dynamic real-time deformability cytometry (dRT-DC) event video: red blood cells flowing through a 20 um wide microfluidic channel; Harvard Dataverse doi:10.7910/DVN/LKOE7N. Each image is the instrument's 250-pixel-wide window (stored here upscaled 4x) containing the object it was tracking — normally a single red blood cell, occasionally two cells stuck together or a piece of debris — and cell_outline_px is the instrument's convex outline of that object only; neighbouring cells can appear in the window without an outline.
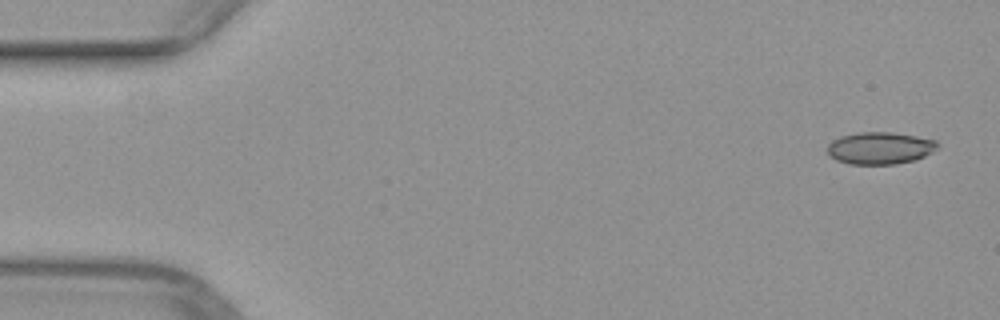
{"species": "common noctule bat (a hibernating species)", "species_latin": "Nyctalus noctula", "temperature_condition": "warm", "stored_images_in_passage": 49, "camera_frame_rate_fps": 3000, "um_per_image_px": 0.085, "animal": {"sex": "female", "body_mass_g": 29.2, "forearm_length_mm": 56.3}, "frame": {"image": 1, "passage_image": 1, "time_ms": 0.0, "image_size_px": [1000, 320], "cell_outline_px": [[940, 144], [932, 152], [916, 160], [892, 164], [848, 164], [836, 160], [828, 152], [828, 144], [832, 140], [840, 136], [860, 132], [892, 132], [916, 136], [936, 140]], "centroid_in_image_um": [74.81, 12.58], "position_along_channel_um": 10.2, "area_um2": 20.63}}
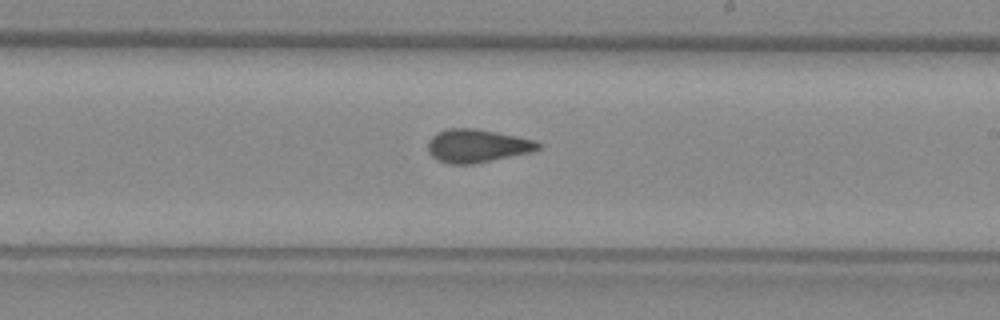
{"frame": {"image": 2, "passage_image": 28, "time_ms": 9.0, "image_size_px": [1000, 320], "cell_outline_px": [[544, 144], [540, 148], [532, 152], [476, 164], [448, 164], [436, 160], [428, 152], [428, 140], [436, 132], [448, 128], [476, 128], [536, 140]], "centroid_in_image_um": [40.56, 12.4], "position_along_channel_um": 248.4, "area_um2": 21.73}}
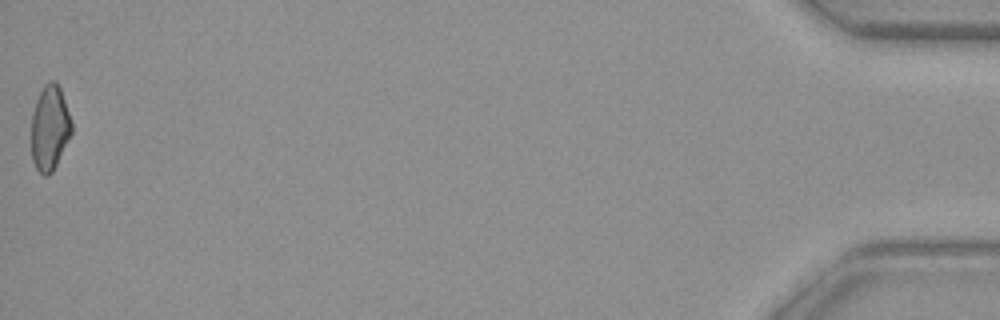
{"frame": {"image": 3, "passage_image": 49, "time_ms": 16.0, "image_size_px": [1000, 320], "cell_outline_px": [[72, 132], [52, 172], [48, 176], [44, 176], [36, 168], [32, 160], [32, 112], [36, 100], [44, 84], [48, 80], [56, 80], [60, 88], [72, 124]], "centroid_in_image_um": [4.22, 10.85], "position_along_channel_um": 431.0, "area_um2": 19.77}}